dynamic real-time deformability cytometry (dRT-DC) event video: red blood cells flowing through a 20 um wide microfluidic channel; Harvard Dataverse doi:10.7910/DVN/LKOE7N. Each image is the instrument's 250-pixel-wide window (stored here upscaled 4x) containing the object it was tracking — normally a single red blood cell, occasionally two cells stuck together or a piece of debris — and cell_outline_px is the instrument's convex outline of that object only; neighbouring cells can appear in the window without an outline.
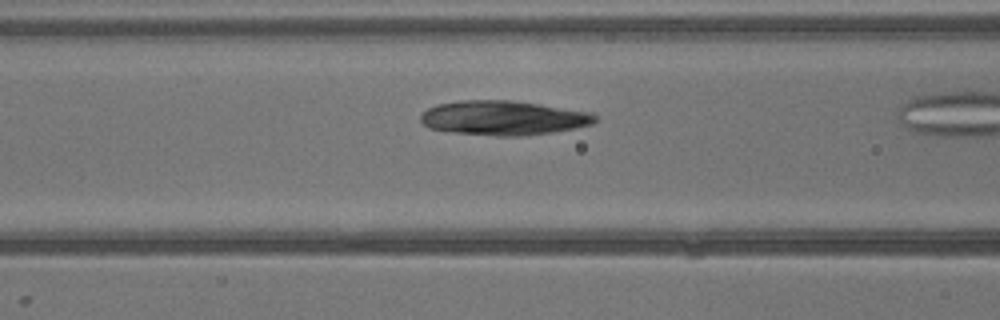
{"species": "common noctule bat (a hibernating species)", "species_latin": "Nyctalus noctula", "temperature_condition": "warm", "stored_images_in_passage": 24, "camera_frame_rate_fps": 3000, "um_per_image_px": 0.085, "animal": {"sex": "male", "body_mass_g": 13.3}, "frame": {"image": 1, "passage_image": 8, "time_ms": 2.333, "image_size_px": [1000, 320], "cell_outline_px": [[596, 120], [592, 124], [576, 128], [552, 132], [520, 136], [496, 136], [452, 132], [428, 128], [420, 120], [420, 116], [428, 108], [436, 104], [460, 100], [512, 100], [540, 104], [588, 112], [596, 116]], "centroid_in_image_um": [42.75, 10.02], "position_along_channel_um": 123.9, "area_um2": 34.97}}